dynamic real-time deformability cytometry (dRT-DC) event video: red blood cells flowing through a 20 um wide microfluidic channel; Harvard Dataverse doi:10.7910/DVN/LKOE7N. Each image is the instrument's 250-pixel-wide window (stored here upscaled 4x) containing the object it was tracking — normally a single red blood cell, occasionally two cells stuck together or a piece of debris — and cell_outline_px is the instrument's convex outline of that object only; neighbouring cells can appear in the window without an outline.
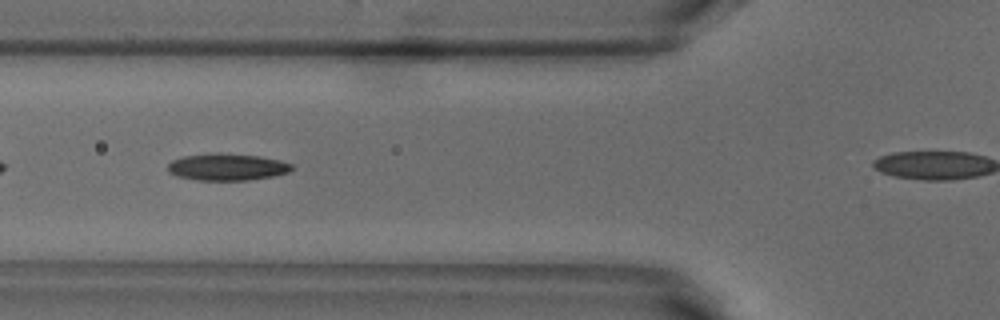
{"species": "common noctule bat (a hibernating species)", "species_latin": "Nyctalus noctula", "temperature_condition": "warm", "stored_images_in_passage": 28, "camera_frame_rate_fps": 3000, "um_per_image_px": 0.085, "animal": {"sex": "male", "body_mass_g": 18.8}, "frame": {"image": 1, "passage_image": 5, "time_ms": 1.333, "image_size_px": [1000, 320], "cell_outline_px": [[292, 168], [288, 172], [272, 176], [248, 180], [200, 180], [176, 176], [168, 172], [168, 164], [172, 160], [184, 156], [212, 152], [220, 152], [260, 156], [280, 160], [292, 164]], "centroid_in_image_um": [19.28, 14.18], "position_along_channel_um": 106.5, "area_um2": 19.54}}